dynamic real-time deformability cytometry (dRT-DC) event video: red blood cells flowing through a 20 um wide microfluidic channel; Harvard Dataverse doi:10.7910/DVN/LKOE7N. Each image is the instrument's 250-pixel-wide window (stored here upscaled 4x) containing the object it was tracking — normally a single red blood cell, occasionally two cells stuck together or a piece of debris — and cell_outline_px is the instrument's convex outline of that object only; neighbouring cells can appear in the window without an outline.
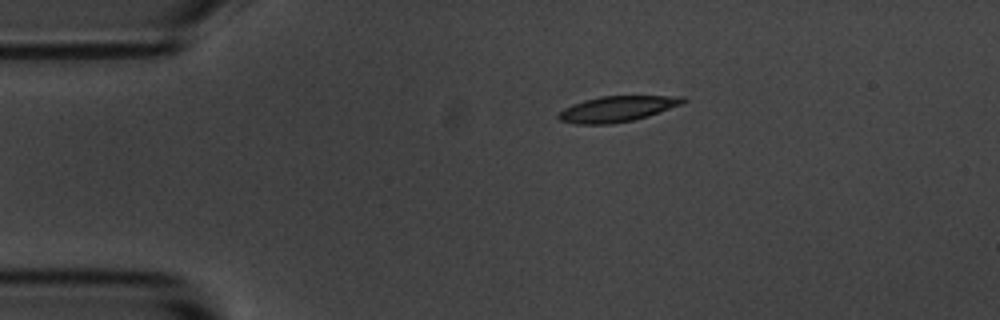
{"species": "common noctule bat (a hibernating species)", "species_latin": "Nyctalus noctula", "temperature_condition": "room temperature", "stored_images_in_passage": 7, "camera_frame_rate_fps": 3000, "um_per_image_px": 0.085, "animal": {"sex": "male", "body_mass_g": 20.1, "forearm_length_mm": 53.5}, "frame": {"image": 1, "passage_image": 1, "time_ms": 0.0, "image_size_px": [1000, 320], "cell_outline_px": [[688, 100], [684, 104], [648, 116], [632, 120], [612, 124], [576, 124], [560, 120], [556, 116], [564, 108], [572, 104], [584, 100], [600, 96], [684, 96]], "centroid_in_image_um": [52.49, 9.25], "position_along_channel_um": 32.5, "area_um2": 18.73}}
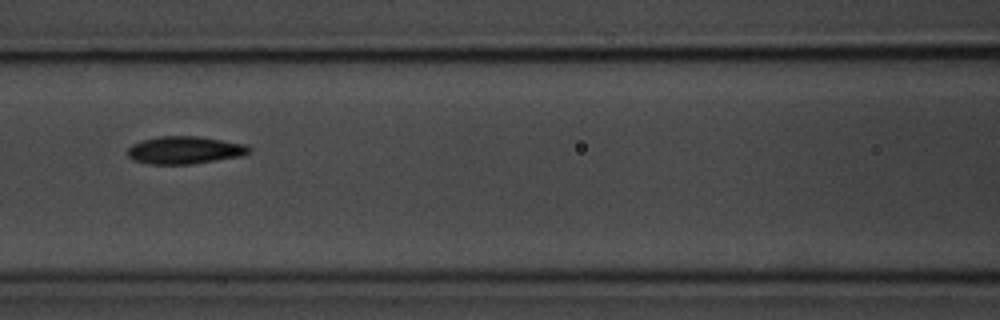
{"frame": {"image": 2, "passage_image": 5, "time_ms": 4.333, "image_size_px": [1000, 320], "cell_outline_px": [[252, 148], [248, 152], [240, 156], [192, 164], [148, 164], [132, 160], [128, 156], [128, 148], [132, 144], [144, 140], [160, 136], [196, 136], [244, 144]], "centroid_in_image_um": [15.65, 12.77], "position_along_channel_um": 150.9, "area_um2": 19.31}}
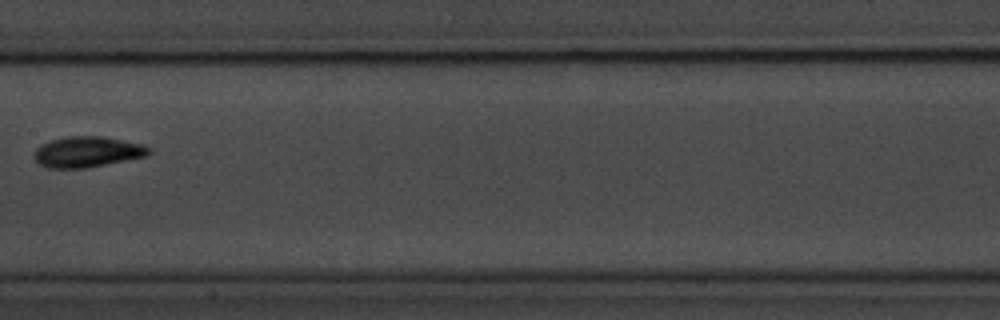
{"frame": {"image": 3, "passage_image": 6, "time_ms": 5.667, "image_size_px": [1000, 320], "cell_outline_px": [[152, 152], [148, 156], [88, 168], [48, 168], [40, 164], [32, 156], [36, 148], [40, 144], [64, 136], [104, 136], [144, 144], [152, 148]], "centroid_in_image_um": [7.46, 12.9], "position_along_channel_um": 199.9, "area_um2": 20.98}}